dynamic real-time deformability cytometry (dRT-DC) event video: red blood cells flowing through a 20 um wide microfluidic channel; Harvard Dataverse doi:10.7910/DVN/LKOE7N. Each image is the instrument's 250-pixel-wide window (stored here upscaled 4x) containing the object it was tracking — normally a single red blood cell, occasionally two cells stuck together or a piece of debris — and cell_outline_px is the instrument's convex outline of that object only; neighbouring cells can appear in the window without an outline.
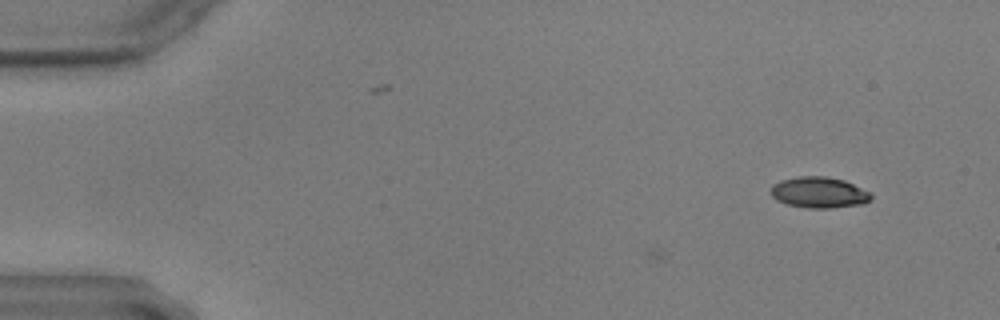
{"species": "common noctule bat (a hibernating species)", "species_latin": "Nyctalus noctula", "temperature_condition": "warm", "stored_images_in_passage": 3, "camera_frame_rate_fps": 3000, "um_per_image_px": 0.085, "animal": {"sex": "male", "body_mass_g": 17.9, "forearm_length_mm": 54.2}, "frame": {"image": 1, "passage_image": 3, "time_ms": 0.667, "image_size_px": [1000, 320], "cell_outline_px": [[872, 200], [864, 204], [832, 208], [808, 208], [788, 204], [776, 200], [772, 196], [772, 184], [780, 180], [800, 176], [824, 176], [844, 180], [872, 192]], "centroid_in_image_um": [69.66, 16.36], "position_along_channel_um": 15.3, "area_um2": 18.26}}